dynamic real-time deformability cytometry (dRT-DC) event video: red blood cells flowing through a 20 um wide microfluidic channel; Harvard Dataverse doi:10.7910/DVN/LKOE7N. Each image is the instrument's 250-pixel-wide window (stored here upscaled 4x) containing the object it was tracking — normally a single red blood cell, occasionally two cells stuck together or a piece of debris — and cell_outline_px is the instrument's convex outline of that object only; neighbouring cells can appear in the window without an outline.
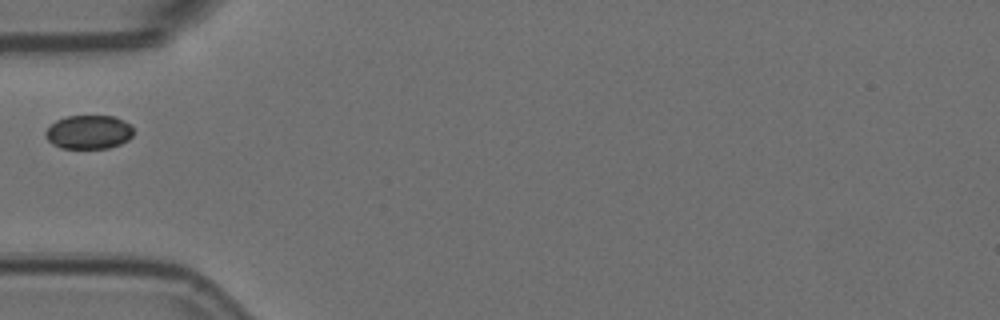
{"species": "Egyptian fruit bat (a non-hibernating species)", "species_latin": "Rousettus aegyptiacus", "temperature_condition": "room temperature", "stored_images_in_passage": 2, "camera_frame_rate_fps": 3000, "um_per_image_px": 0.085, "animal": {"sex": "female"}, "frame": {"image": 1, "passage_image": 1, "time_ms": 0.0, "image_size_px": [1000, 320], "cell_outline_px": [[132, 136], [128, 140], [120, 144], [108, 148], [60, 148], [52, 144], [44, 136], [44, 132], [56, 120], [68, 116], [116, 116], [124, 120], [132, 128]], "centroid_in_image_um": [7.52, 11.23], "position_along_channel_um": 77.5, "area_um2": 17.34}}
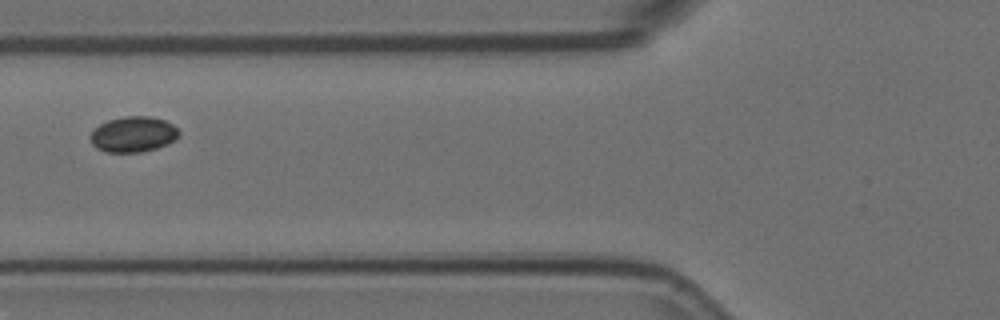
{"frame": {"image": 2, "passage_image": 2, "time_ms": 0.333, "image_size_px": [1000, 320], "cell_outline_px": [[180, 132], [176, 140], [168, 144], [156, 148], [140, 152], [104, 152], [96, 148], [92, 144], [92, 132], [100, 124], [108, 120], [124, 116], [148, 116], [164, 120], [172, 124]], "centroid_in_image_um": [11.35, 11.42], "position_along_channel_um": 114.5, "area_um2": 18.26}}